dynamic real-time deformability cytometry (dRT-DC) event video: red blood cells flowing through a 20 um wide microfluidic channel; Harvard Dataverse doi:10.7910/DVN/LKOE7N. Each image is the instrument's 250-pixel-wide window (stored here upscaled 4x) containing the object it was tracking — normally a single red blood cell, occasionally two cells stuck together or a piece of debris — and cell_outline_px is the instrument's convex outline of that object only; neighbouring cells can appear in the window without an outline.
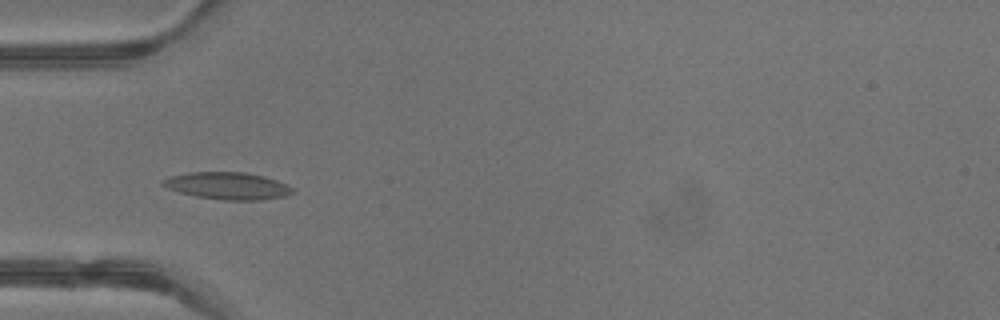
{"species": "common noctule bat (a hibernating species)", "species_latin": "Nyctalus noctula", "temperature_condition": "warm", "stored_images_in_passage": 34, "camera_frame_rate_fps": 3000, "um_per_image_px": 0.085, "animal": {"sex": "male", "body_mass_g": 13.3}, "frame": {"image": 1, "passage_image": 10, "time_ms": 3.0, "image_size_px": [1000, 320], "cell_outline_px": [[296, 192], [284, 196], [260, 200], [224, 200], [196, 196], [180, 192], [168, 188], [160, 184], [160, 180], [172, 176], [188, 172], [244, 172], [264, 176], [276, 180], [292, 188]], "centroid_in_image_um": [19.33, 15.79], "position_along_channel_um": 65.7, "area_um2": 20.4}}
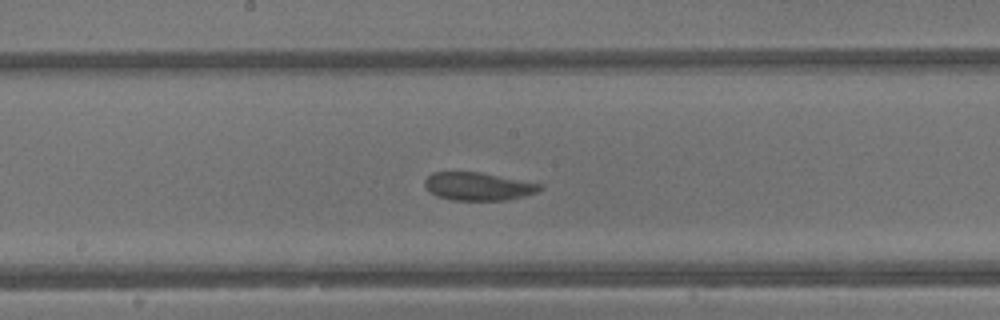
{"frame": {"image": 2, "passage_image": 19, "time_ms": 6.0, "image_size_px": [1000, 320], "cell_outline_px": [[544, 188], [536, 192], [524, 196], [508, 200], [452, 200], [436, 196], [424, 184], [424, 180], [432, 172], [480, 172], [544, 184]], "centroid_in_image_um": [40.68, 15.84], "position_along_channel_um": 207.5, "area_um2": 18.84}}
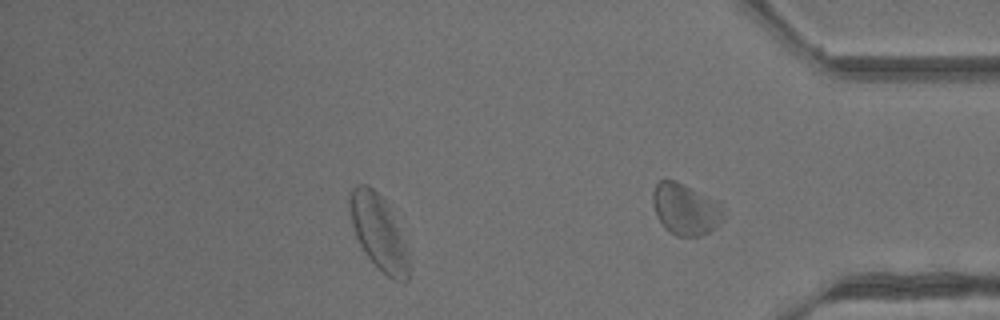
{"frame": {"image": 3, "passage_image": 30, "time_ms": 9.667, "image_size_px": [1000, 320], "cell_outline_px": [[412, 272], [408, 280], [404, 284], [388, 276], [364, 252], [352, 228], [348, 204], [348, 196], [352, 188], [356, 184], [368, 184], [384, 200], [400, 232], [408, 252], [412, 268]], "centroid_in_image_um": [32.19, 19.78], "position_along_channel_um": 403.0, "area_um2": 25.78}, "authors_computed_cell_mechanics": {"area_um2": 19.7965, "velocity_mm_per_s": 4.7491, "shape_relaxation_time_tau1_ms": 2.7473, "shape_relaxation_time_tau2_ms": 1.7414, "deformation_change_tau1": 0.0637, "deformation_change_tau2": 0.0685}}